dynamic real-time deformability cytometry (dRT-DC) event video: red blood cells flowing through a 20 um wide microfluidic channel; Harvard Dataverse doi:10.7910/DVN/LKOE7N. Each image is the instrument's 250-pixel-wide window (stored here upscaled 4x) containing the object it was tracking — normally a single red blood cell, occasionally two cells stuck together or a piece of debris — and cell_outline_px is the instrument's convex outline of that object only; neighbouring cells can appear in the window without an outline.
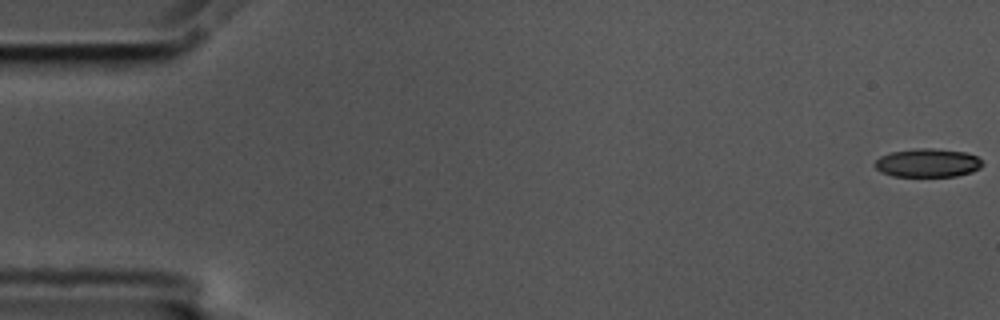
{"species": "common noctule bat (a hibernating species)", "species_latin": "Nyctalus noctula", "temperature_condition": "cold", "stored_images_in_passage": 57, "camera_frame_rate_fps": 3000, "um_per_image_px": 0.085, "animal": {"sex": "male", "body_mass_g": 17.5, "forearm_length_mm": 52.3}, "frame": {"image": 1, "passage_image": 1, "time_ms": 0.0, "image_size_px": [1000, 320], "cell_outline_px": [[984, 164], [980, 168], [972, 172], [956, 176], [892, 176], [880, 172], [872, 164], [880, 156], [892, 152], [916, 148], [932, 148], [964, 152], [976, 156]], "centroid_in_image_um": [78.83, 13.85], "position_along_channel_um": 6.2, "area_um2": 17.92}}
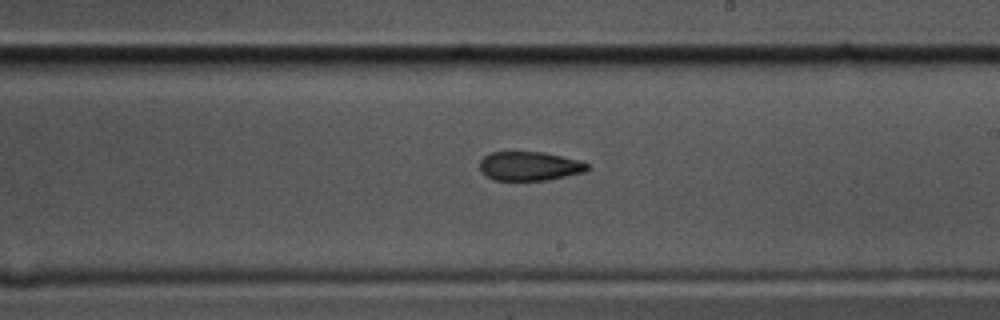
{"frame": {"image": 2, "passage_image": 33, "time_ms": 10.667, "image_size_px": [1000, 320], "cell_outline_px": [[588, 168], [584, 172], [548, 180], [496, 180], [480, 172], [480, 160], [488, 152], [544, 152], [580, 160], [588, 164]], "centroid_in_image_um": [44.99, 14.11], "position_along_channel_um": 244.0, "area_um2": 18.21}}
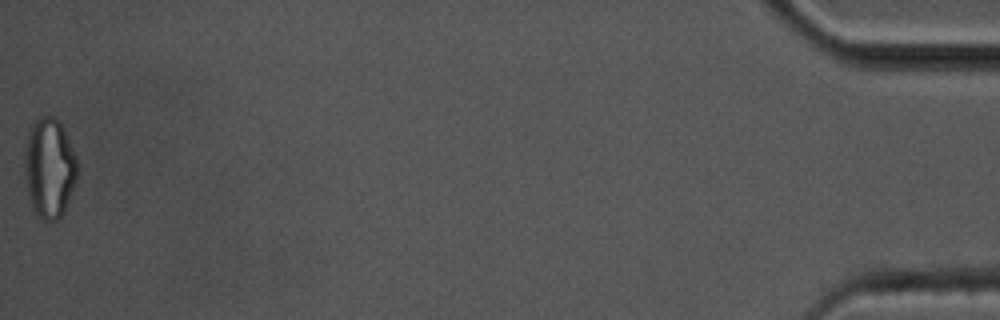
{"frame": {"image": 3, "passage_image": 57, "time_ms": 18.667, "image_size_px": [1000, 320], "cell_outline_px": [[76, 180], [64, 212], [56, 220], [44, 220], [36, 216], [28, 196], [24, 172], [24, 156], [28, 132], [36, 116], [52, 116], [60, 124], [76, 156]], "centroid_in_image_um": [4.16, 14.29], "position_along_channel_um": 431.0, "area_um2": 30.52}, "authors_computed_cell_mechanics": {"area_um2": 19.0162, "velocity_mm_per_s": 3.5795, "shape_relaxation_time_tau1_ms": null, "shape_relaxation_time_tau2_ms": 9.3508, "deformation_change_tau1": null, "deformation_change_tau2": 0.1822}}